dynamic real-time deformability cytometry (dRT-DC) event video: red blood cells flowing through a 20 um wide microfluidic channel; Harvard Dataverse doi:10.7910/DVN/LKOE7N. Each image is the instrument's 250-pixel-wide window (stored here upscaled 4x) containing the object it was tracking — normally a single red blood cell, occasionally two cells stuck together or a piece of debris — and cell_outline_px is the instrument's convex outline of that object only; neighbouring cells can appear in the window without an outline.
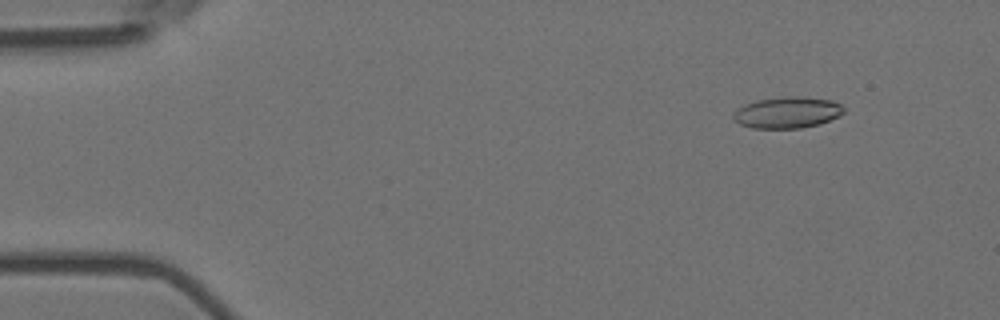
{"species": "Egyptian fruit bat (a non-hibernating species)", "species_latin": "Rousettus aegyptiacus", "temperature_condition": "room temperature", "stored_images_in_passage": 5, "camera_frame_rate_fps": 3000, "um_per_image_px": 0.085, "animal": {"sex": "female"}, "frame": {"image": 1, "passage_image": 2, "time_ms": 0.333, "image_size_px": [1000, 320], "cell_outline_px": [[844, 112], [840, 116], [820, 124], [800, 128], [752, 128], [740, 124], [732, 120], [732, 112], [744, 104], [756, 100], [784, 96], [804, 96], [832, 100], [840, 104], [844, 108]], "centroid_in_image_um": [66.9, 9.55], "position_along_channel_um": 18.1, "area_um2": 20.52}}
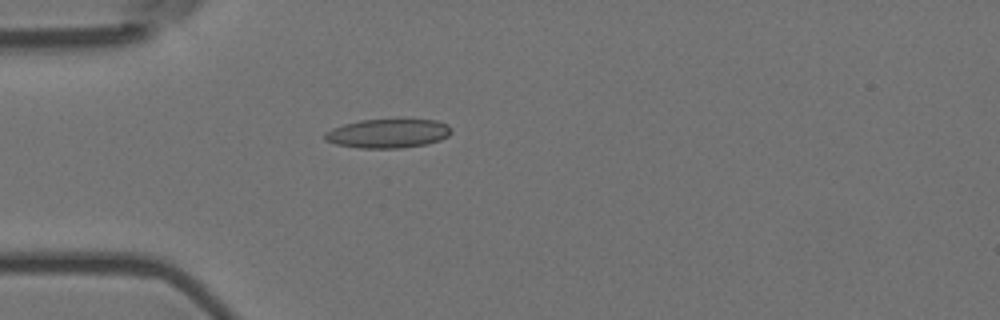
{"frame": {"image": 2, "passage_image": 4, "time_ms": 1.0, "image_size_px": [1000, 320], "cell_outline_px": [[452, 132], [448, 136], [440, 140], [424, 144], [400, 148], [360, 148], [336, 144], [324, 140], [324, 132], [332, 128], [344, 124], [360, 120], [436, 120], [448, 124], [452, 128]], "centroid_in_image_um": [32.97, 11.34], "position_along_channel_um": 52.0, "area_um2": 21.33}}